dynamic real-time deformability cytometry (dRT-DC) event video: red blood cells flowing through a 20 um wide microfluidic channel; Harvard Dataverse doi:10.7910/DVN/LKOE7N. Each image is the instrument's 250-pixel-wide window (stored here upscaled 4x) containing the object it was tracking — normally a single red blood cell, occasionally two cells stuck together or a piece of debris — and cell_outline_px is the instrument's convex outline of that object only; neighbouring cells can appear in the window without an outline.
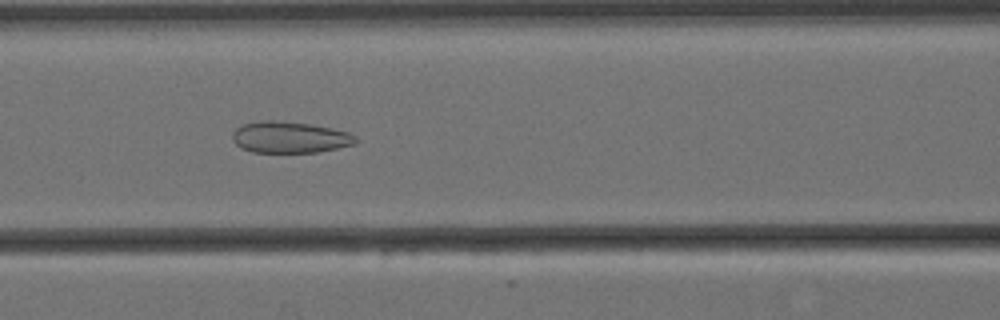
{"species": "Egyptian fruit bat (a non-hibernating species)", "species_latin": "Rousettus aegyptiacus", "temperature_condition": "cold", "stored_images_in_passage": 9, "camera_frame_rate_fps": 3000, "um_per_image_px": 0.085, "animal": {"sex": "female"}, "frame": {"image": 1, "passage_image": 6, "time_ms": 1.667, "image_size_px": [1000, 320], "cell_outline_px": [[360, 140], [356, 144], [316, 152], [252, 152], [240, 148], [232, 140], [232, 132], [236, 128], [244, 124], [260, 120], [272, 120], [312, 124], [348, 132], [356, 136]], "centroid_in_image_um": [24.62, 11.67], "position_along_channel_um": 142.0, "area_um2": 22.66}}
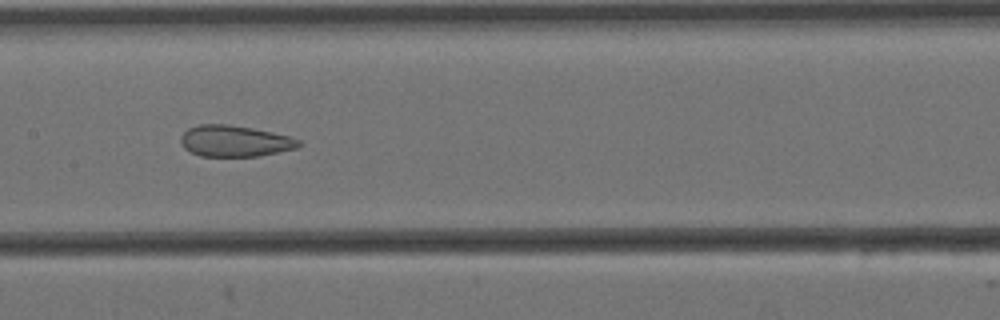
{"frame": {"image": 2, "passage_image": 7, "time_ms": 2.0, "image_size_px": [1000, 320], "cell_outline_px": [[300, 144], [296, 148], [260, 156], [200, 156], [184, 148], [180, 140], [180, 136], [188, 128], [200, 124], [228, 124], [252, 128], [272, 132], [288, 136], [300, 140]], "centroid_in_image_um": [19.93, 11.98], "position_along_channel_um": 187.5, "area_um2": 21.39}}
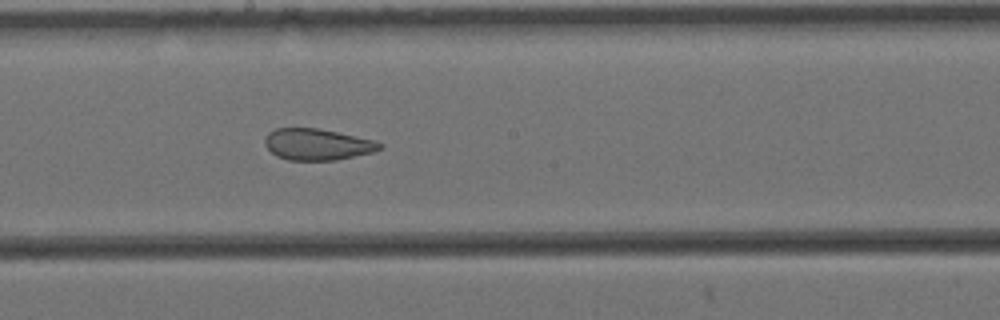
{"frame": {"image": 3, "passage_image": 8, "time_ms": 2.333, "image_size_px": [1000, 320], "cell_outline_px": [[384, 148], [372, 152], [336, 160], [288, 160], [276, 156], [264, 144], [264, 140], [268, 132], [276, 128], [316, 128], [336, 132], [372, 140], [384, 144]], "centroid_in_image_um": [26.95, 12.28], "position_along_channel_um": 221.3, "area_um2": 20.87}}